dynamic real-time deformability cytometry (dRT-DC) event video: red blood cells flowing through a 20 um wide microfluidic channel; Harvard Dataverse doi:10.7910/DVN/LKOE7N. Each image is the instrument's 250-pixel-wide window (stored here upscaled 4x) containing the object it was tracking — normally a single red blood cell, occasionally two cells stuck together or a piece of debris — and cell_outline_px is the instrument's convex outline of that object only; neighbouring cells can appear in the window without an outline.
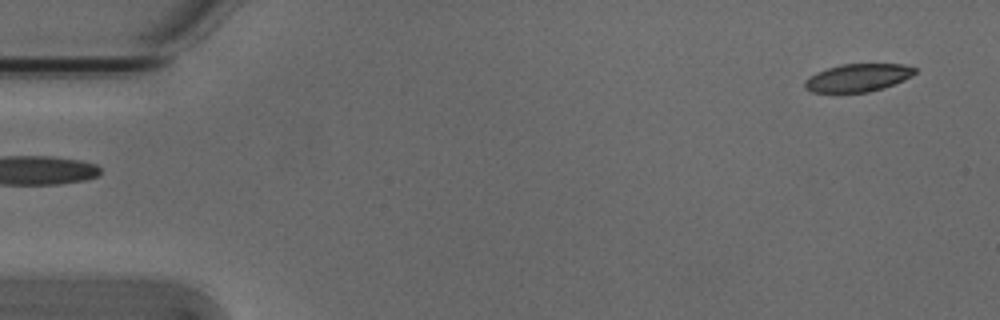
{"species": "Egyptian fruit bat (a non-hibernating species)", "species_latin": "Rousettus aegyptiacus", "temperature_condition": "cold", "stored_images_in_passage": 4, "segment_of_instrument_passage": [2, 2], "camera_frame_rate_fps": 3000, "um_per_image_px": 0.085, "animal": {"sex": "male"}, "frame": {"image": 1, "passage_image": 4, "time_ms": 1.0, "image_size_px": [1000, 320], "cell_outline_px": [[916, 72], [912, 76], [904, 80], [884, 88], [868, 92], [812, 92], [804, 88], [804, 80], [808, 76], [816, 72], [840, 64], [904, 64], [916, 68]], "centroid_in_image_um": [72.91, 6.6], "position_along_channel_um": 12.1, "area_um2": 17.98}}